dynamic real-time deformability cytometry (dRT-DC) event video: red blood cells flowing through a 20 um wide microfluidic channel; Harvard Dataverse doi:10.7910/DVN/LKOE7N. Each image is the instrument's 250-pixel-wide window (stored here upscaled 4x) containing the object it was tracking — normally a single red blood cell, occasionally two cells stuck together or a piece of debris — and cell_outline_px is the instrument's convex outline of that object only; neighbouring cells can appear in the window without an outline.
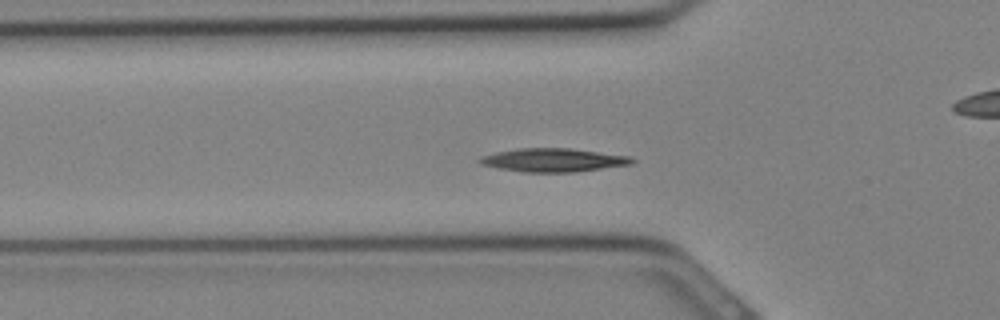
{"species": "Egyptian fruit bat (a non-hibernating species)", "species_latin": "Rousettus aegyptiacus", "temperature_condition": "cold", "stored_images_in_passage": 12, "segment_of_instrument_passage": [1, 2], "camera_frame_rate_fps": 3000, "um_per_image_px": 0.085, "animal": {"sex": "female"}, "frame": {"image": 1, "passage_image": 10, "time_ms": 3.0, "image_size_px": [1000, 320], "cell_outline_px": [[636, 160], [632, 164], [576, 172], [524, 172], [500, 168], [480, 164], [476, 160], [480, 156], [496, 152], [516, 148], [568, 148], [628, 156]], "centroid_in_image_um": [46.99, 13.6], "position_along_channel_um": 78.8, "area_um2": 20.75}}